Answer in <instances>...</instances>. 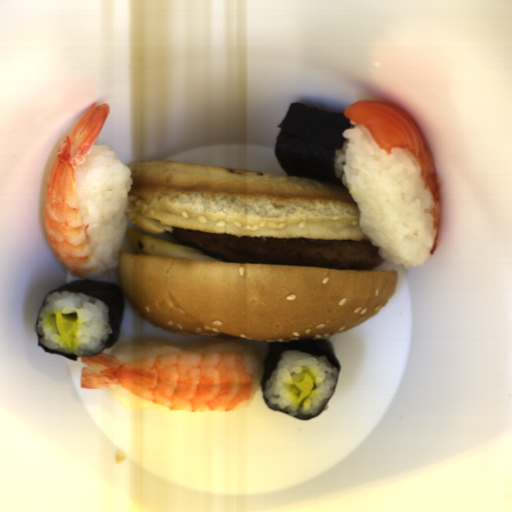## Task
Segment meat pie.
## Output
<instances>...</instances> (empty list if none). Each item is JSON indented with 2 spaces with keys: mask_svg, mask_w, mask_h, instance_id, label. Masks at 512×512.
I'll use <instances>...</instances> for the list:
<instances>
[{
  "mask_svg": "<svg viewBox=\"0 0 512 512\" xmlns=\"http://www.w3.org/2000/svg\"><path fill=\"white\" fill-rule=\"evenodd\" d=\"M178 246L199 250L221 261L306 266L339 271H372L385 260L370 239L312 240L258 238L193 229L165 232Z\"/></svg>",
  "mask_w": 512,
  "mask_h": 512,
  "instance_id": "1",
  "label": "meat pie"
}]
</instances>
